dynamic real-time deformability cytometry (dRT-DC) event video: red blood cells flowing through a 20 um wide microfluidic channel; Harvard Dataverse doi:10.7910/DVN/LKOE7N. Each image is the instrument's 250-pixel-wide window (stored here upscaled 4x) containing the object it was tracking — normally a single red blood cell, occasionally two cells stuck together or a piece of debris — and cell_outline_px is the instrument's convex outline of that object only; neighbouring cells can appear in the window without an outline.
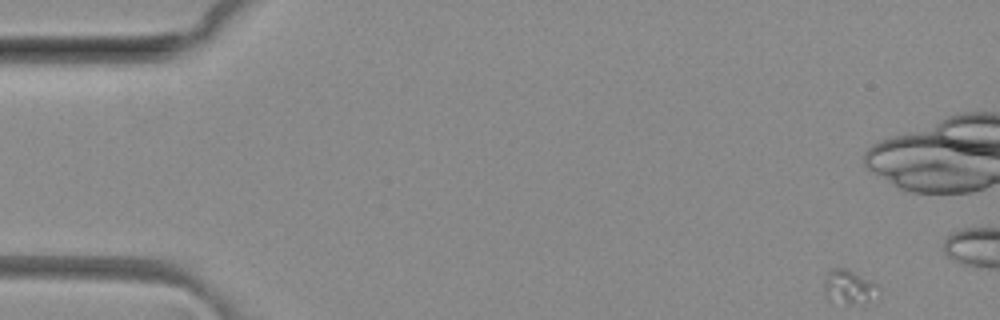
{"species": "common noctule bat (a hibernating species)", "species_latin": "Nyctalus noctula", "temperature_condition": "room temperature", "stored_images_in_passage": 11, "camera_frame_rate_fps": 3000, "um_per_image_px": 0.085, "animal": {"sex": "female", "body_mass_g": 29.2, "forearm_length_mm": 56.3}, "frame": {"image": 1, "passage_image": 1, "time_ms": 0.0, "image_size_px": [1000, 320], "cell_outline_px": [[880, 292], [868, 300], [852, 304], [848, 304], [828, 300], [824, 292], [824, 272], [828, 268], [848, 268], [880, 284]], "centroid_in_image_um": [72.13, 24.33], "position_along_channel_um": 12.9, "area_um2": 11.21}}